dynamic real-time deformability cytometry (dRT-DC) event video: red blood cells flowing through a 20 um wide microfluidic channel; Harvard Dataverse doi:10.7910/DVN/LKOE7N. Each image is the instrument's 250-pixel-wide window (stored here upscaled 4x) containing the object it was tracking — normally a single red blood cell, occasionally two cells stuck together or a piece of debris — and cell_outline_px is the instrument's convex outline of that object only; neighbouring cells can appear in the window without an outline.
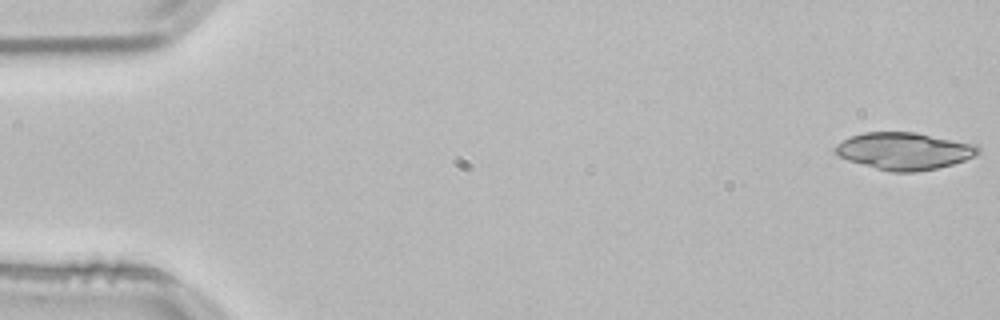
{"species": "common noctule bat (a hibernating species)", "species_latin": "Nyctalus noctula", "temperature_condition": "room temperature", "stored_images_in_passage": 53, "segment_of_instrument_passage": [1, 2], "camera_frame_rate_fps": 3000, "um_per_image_px": 0.085, "animal": {"sex": "male", "body_mass_g": 21.5, "forearm_length_mm": 52.0}, "frame": {"image": 1, "passage_image": 1, "time_ms": 0.0, "image_size_px": [1000, 320], "cell_outline_px": [[980, 152], [976, 156], [952, 164], [936, 168], [916, 172], [892, 172], [876, 168], [848, 160], [840, 156], [832, 148], [836, 144], [852, 136], [864, 132], [916, 132], [976, 144], [980, 148]], "centroid_in_image_um": [76.89, 12.83], "position_along_channel_um": 8.1, "area_um2": 30.87}}